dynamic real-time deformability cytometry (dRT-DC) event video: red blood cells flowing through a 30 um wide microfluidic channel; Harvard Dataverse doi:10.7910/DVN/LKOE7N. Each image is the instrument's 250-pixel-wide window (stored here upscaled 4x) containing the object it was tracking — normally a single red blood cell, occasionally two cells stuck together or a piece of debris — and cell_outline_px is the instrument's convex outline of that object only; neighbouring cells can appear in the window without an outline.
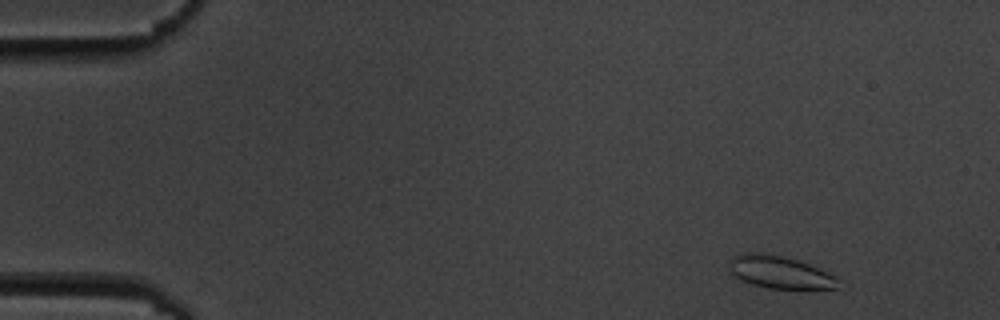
{"species": "common noctule bat (a hibernating species)", "species_latin": "Nyctalus noctula", "temperature_condition": "cold", "stored_images_in_passage": 12, "camera_frame_rate_fps": 3000, "um_per_image_px": 0.085, "animal": {"sex": "male", "body_mass_g": 19.5, "forearm_length_mm": 54.6}, "frame": {"image": 1, "passage_image": 1, "time_ms": 0.0, "image_size_px": [1000, 320], "cell_outline_px": [[840, 288], [768, 288], [752, 284], [736, 276], [728, 268], [728, 260], [732, 256], [744, 252], [760, 252], [780, 256], [796, 260], [808, 264], [836, 276], [840, 280]], "centroid_in_image_um": [66.26, 23.12], "position_along_channel_um": 18.7, "area_um2": 20.46}}
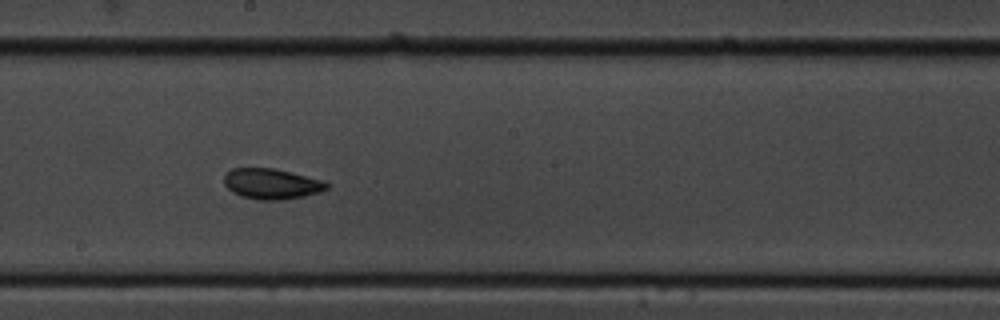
{"frame": {"image": 2, "passage_image": 8, "time_ms": 8.667, "image_size_px": [1000, 320], "cell_outline_px": [[328, 188], [320, 192], [304, 196], [284, 200], [256, 200], [240, 196], [232, 192], [224, 184], [224, 176], [232, 168], [272, 168], [324, 180], [328, 184]], "centroid_in_image_um": [23.08, 15.64], "position_along_channel_um": 225.1, "area_um2": 18.32}}
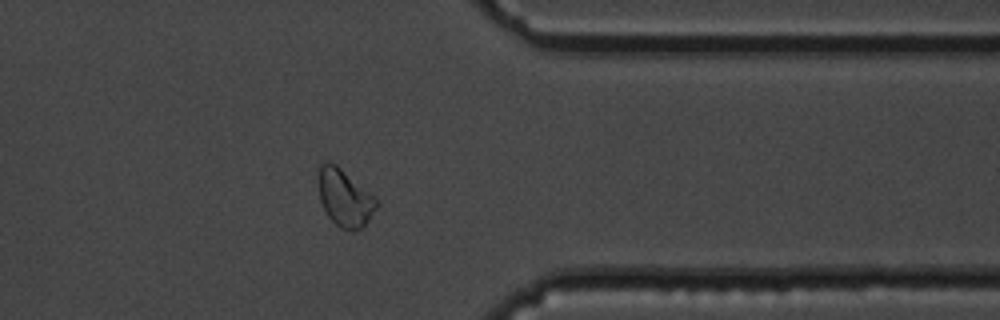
{"frame": {"image": 3, "passage_image": 12, "time_ms": 13.333, "image_size_px": [1000, 320], "cell_outline_px": [[380, 204], [368, 220], [360, 228], [352, 232], [340, 228], [328, 216], [320, 200], [316, 180], [320, 164], [324, 160], [328, 160], [336, 164], [376, 196], [380, 200]], "centroid_in_image_um": [29.29, 16.78], "position_along_channel_um": 382.1, "area_um2": 19.94}, "authors_computed_cell_mechanics": {"area_um2": 18.6983, "velocity_mm_per_s": 3.532, "shape_relaxation_time_tau1_ms": 3.2806, "shape_relaxation_time_tau2_ms": 2.1974, "deformation_change_tau1": 0.0809, "deformation_change_tau2": 0.032}}